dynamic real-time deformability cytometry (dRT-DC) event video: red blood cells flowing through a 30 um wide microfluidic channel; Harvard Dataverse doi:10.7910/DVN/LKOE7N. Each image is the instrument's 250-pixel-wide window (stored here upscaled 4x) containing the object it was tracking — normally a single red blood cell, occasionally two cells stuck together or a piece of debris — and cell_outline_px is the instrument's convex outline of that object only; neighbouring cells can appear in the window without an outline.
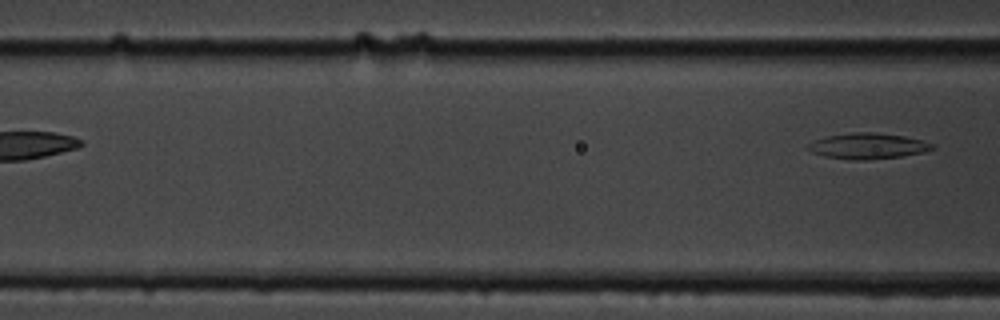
{"species": "common noctule bat (a hibernating species)", "species_latin": "Nyctalus noctula", "temperature_condition": "cold", "stored_images_in_passage": 3, "camera_frame_rate_fps": 3000, "um_per_image_px": 0.085, "animal": {"sex": "male", "body_mass_g": 19.5, "forearm_length_mm": 54.6}, "frame": {"image": 1, "passage_image": 3, "time_ms": 2.667, "image_size_px": [1000, 320], "cell_outline_px": [[936, 148], [924, 152], [900, 156], [868, 160], [852, 160], [824, 156], [812, 152], [804, 148], [808, 144], [824, 136], [852, 132], [872, 132], [904, 136], [936, 144]], "centroid_in_image_um": [73.75, 12.41], "position_along_channel_um": 92.9, "area_um2": 18.79}}